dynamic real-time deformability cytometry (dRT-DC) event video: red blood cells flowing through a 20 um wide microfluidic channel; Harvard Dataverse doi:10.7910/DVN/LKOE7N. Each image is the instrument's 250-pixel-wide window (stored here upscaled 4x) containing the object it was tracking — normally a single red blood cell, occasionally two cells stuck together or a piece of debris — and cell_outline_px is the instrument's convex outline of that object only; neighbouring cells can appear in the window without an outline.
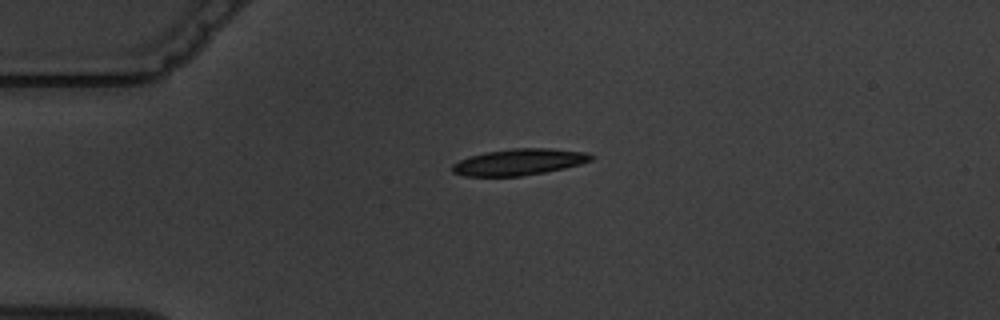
{"species": "common noctule bat (a hibernating species)", "species_latin": "Nyctalus noctula", "temperature_condition": "warm", "stored_images_in_passage": 3, "camera_frame_rate_fps": 3000, "um_per_image_px": 0.085, "animal": {"sex": "male", "body_mass_g": 19.5, "forearm_length_mm": 54.6}, "frame": {"image": 1, "passage_image": 2, "time_ms": 1.0, "image_size_px": [1000, 320], "cell_outline_px": [[596, 156], [592, 160], [580, 164], [564, 168], [544, 172], [520, 176], [464, 176], [452, 172], [452, 164], [468, 156], [484, 152], [512, 148], [552, 148], [588, 152]], "centroid_in_image_um": [44.14, 13.76], "position_along_channel_um": 40.9, "area_um2": 21.5}}